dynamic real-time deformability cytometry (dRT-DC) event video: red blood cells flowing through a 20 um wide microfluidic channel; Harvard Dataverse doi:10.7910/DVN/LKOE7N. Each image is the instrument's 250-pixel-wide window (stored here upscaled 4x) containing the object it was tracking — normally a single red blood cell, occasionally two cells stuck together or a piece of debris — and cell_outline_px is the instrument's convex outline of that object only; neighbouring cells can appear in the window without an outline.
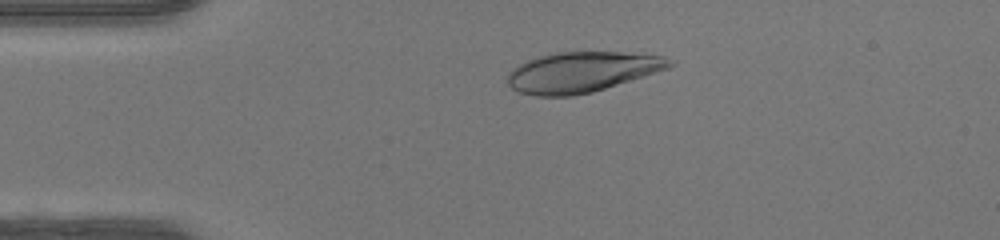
{"species": "human", "species_latin": "Homo sapiens", "temperature_condition": "warm", "stored_images_in_passage": 48, "camera_frame_rate_fps": 3000, "um_per_image_px": 0.085, "donor": {"sex": "female"}, "frame": {"image": 1, "passage_image": 10, "time_ms": 3.0, "image_size_px": [1000, 240], "cell_outline_px": [[676, 64], [668, 68], [592, 92], [572, 96], [536, 96], [520, 92], [512, 88], [508, 84], [508, 72], [512, 68], [528, 60], [552, 52], [624, 52], [664, 56], [672, 60]], "centroid_in_image_um": [49.45, 6.11], "position_along_channel_um": 35.6, "area_um2": 37.92}}
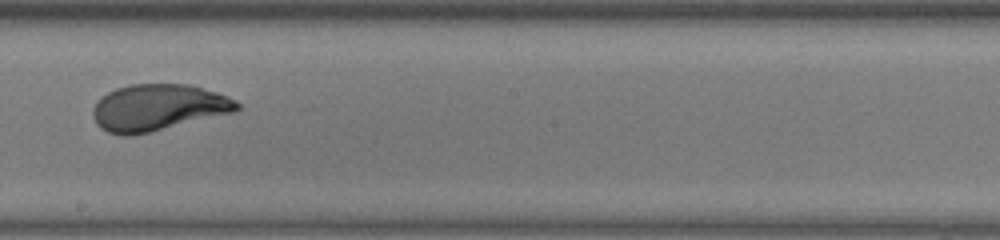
{"frame": {"image": 2, "passage_image": 27, "time_ms": 8.667, "image_size_px": [1000, 240], "cell_outline_px": [[240, 108], [236, 112], [148, 132], [128, 136], [124, 136], [108, 132], [100, 128], [96, 124], [92, 116], [92, 108], [108, 92], [116, 88], [132, 84], [188, 84], [216, 92], [228, 96], [236, 100], [240, 104]], "centroid_in_image_um": [13.45, 9.14], "position_along_channel_um": 234.8, "area_um2": 38.9}}
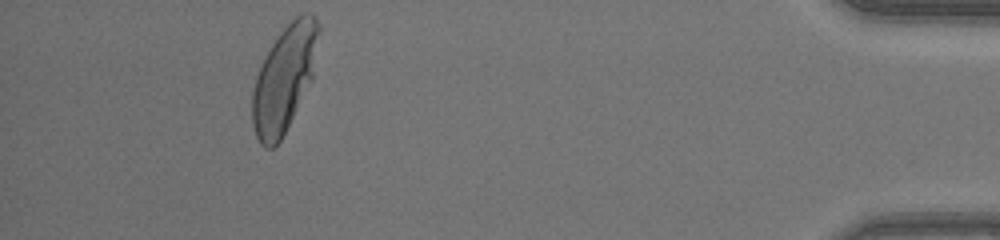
{"frame": {"image": 3, "passage_image": 44, "time_ms": 14.333, "image_size_px": [1000, 240], "cell_outline_px": [[320, 28], [312, 80], [280, 140], [272, 148], [264, 148], [260, 144], [256, 136], [252, 124], [252, 88], [256, 76], [276, 36], [300, 12], [312, 12], [316, 16], [320, 24]], "centroid_in_image_um": [24.17, 6.64], "position_along_channel_um": 411.0, "area_um2": 40.81}, "authors_computed_cell_mechanics": {"area_um2": 39.4774, "velocity_mm_per_s": 4.2418, "shape_relaxation_time_tau1_ms": 4.1233, "shape_relaxation_time_tau2_ms": null, "deformation_change_tau1": 0.2041, "deformation_change_tau2": null}}